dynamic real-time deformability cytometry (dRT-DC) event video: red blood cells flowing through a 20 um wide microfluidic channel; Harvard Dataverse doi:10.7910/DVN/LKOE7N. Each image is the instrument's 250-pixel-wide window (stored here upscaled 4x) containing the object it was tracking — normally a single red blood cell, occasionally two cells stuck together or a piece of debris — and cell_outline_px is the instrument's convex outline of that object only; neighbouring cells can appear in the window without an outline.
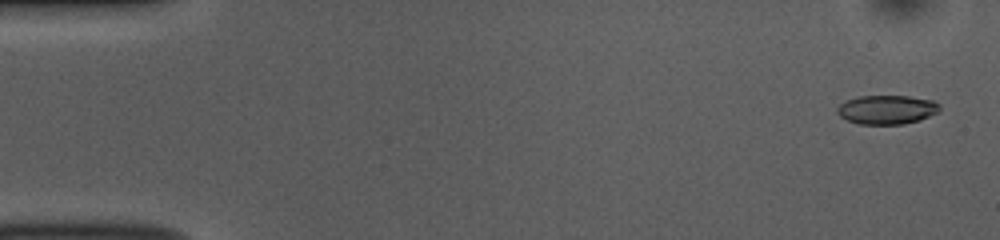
{"species": "common noctule bat (a hibernating species)", "species_latin": "Nyctalus noctula", "temperature_condition": "room temperature", "stored_images_in_passage": 53, "camera_frame_rate_fps": 3000, "um_per_image_px": 0.085, "animal": {"sex": "female", "body_mass_g": 10.0, "forearm_length_mm": 53.1}, "frame": {"image": 1, "passage_image": 2, "time_ms": 0.333, "image_size_px": [1000, 240], "cell_outline_px": [[940, 108], [936, 112], [920, 120], [904, 124], [860, 124], [848, 120], [840, 116], [836, 112], [836, 108], [844, 100], [860, 96], [908, 96], [932, 100], [940, 104]], "centroid_in_image_um": [75.35, 9.31], "position_along_channel_um": 9.6, "area_um2": 17.28}}
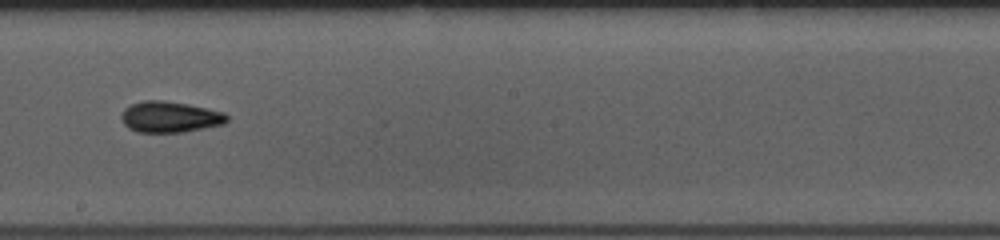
{"frame": {"image": 2, "passage_image": 30, "time_ms": 9.667, "image_size_px": [1000, 240], "cell_outline_px": [[228, 120], [224, 124], [184, 132], [136, 132], [128, 128], [124, 124], [120, 116], [124, 108], [132, 104], [144, 100], [160, 100], [188, 104], [224, 112], [228, 116]], "centroid_in_image_um": [14.43, 9.94], "position_along_channel_um": 233.8, "area_um2": 19.13}}
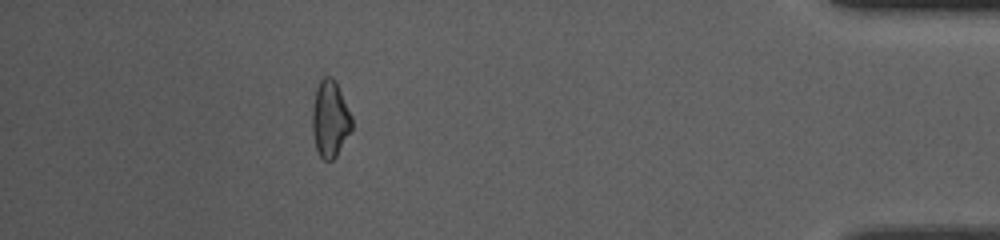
{"frame": {"image": 3, "passage_image": 48, "time_ms": 15.667, "image_size_px": [1000, 240], "cell_outline_px": [[352, 128], [336, 156], [332, 160], [324, 160], [320, 156], [316, 148], [312, 128], [312, 108], [316, 88], [320, 80], [324, 76], [332, 76], [336, 80], [352, 116]], "centroid_in_image_um": [28.05, 10.07], "position_along_channel_um": 407.1, "area_um2": 17.69}}